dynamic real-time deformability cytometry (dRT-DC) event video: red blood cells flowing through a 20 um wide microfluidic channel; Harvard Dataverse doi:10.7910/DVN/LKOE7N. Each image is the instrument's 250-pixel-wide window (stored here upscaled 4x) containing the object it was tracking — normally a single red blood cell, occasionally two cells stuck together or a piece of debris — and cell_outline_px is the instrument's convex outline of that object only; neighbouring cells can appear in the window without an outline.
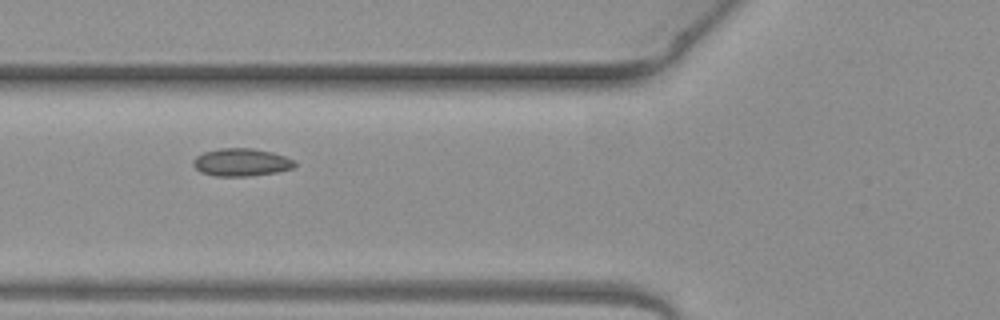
{"species": "common noctule bat (a hibernating species)", "species_latin": "Nyctalus noctula", "temperature_condition": "warm", "stored_images_in_passage": 8, "camera_frame_rate_fps": 3000, "um_per_image_px": 0.085, "animal": {"sex": "female", "body_mass_g": 19.3, "forearm_length_mm": 54.1}, "frame": {"image": 1, "passage_image": 6, "time_ms": 1.667, "image_size_px": [1000, 320], "cell_outline_px": [[296, 164], [292, 168], [276, 172], [248, 176], [216, 176], [200, 172], [192, 164], [192, 160], [196, 156], [204, 152], [220, 148], [252, 148], [272, 152], [284, 156], [292, 160]], "centroid_in_image_um": [20.47, 13.79], "position_along_channel_um": 105.3, "area_um2": 16.3}}
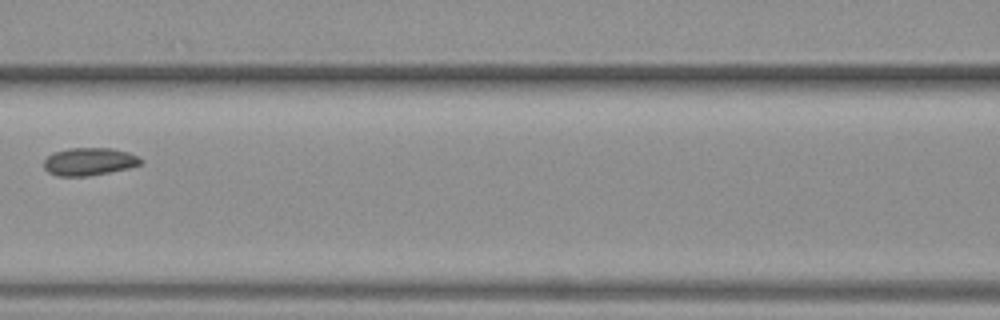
{"frame": {"image": 2, "passage_image": 7, "time_ms": 2.0, "image_size_px": [1000, 320], "cell_outline_px": [[144, 160], [140, 164], [128, 168], [88, 176], [56, 176], [48, 172], [44, 168], [44, 160], [52, 152], [68, 148], [112, 148], [128, 152], [140, 156]], "centroid_in_image_um": [7.58, 13.72], "position_along_channel_um": 159.0, "area_um2": 15.78}}
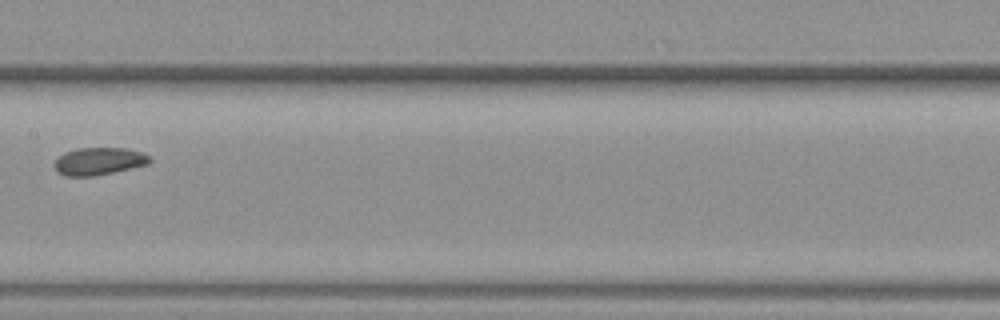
{"frame": {"image": 3, "passage_image": 8, "time_ms": 2.333, "image_size_px": [1000, 320], "cell_outline_px": [[152, 160], [148, 164], [112, 172], [92, 176], [64, 176], [56, 172], [52, 164], [64, 152], [76, 148], [128, 148], [144, 152]], "centroid_in_image_um": [8.37, 13.7], "position_along_channel_um": 199.0, "area_um2": 15.37}}